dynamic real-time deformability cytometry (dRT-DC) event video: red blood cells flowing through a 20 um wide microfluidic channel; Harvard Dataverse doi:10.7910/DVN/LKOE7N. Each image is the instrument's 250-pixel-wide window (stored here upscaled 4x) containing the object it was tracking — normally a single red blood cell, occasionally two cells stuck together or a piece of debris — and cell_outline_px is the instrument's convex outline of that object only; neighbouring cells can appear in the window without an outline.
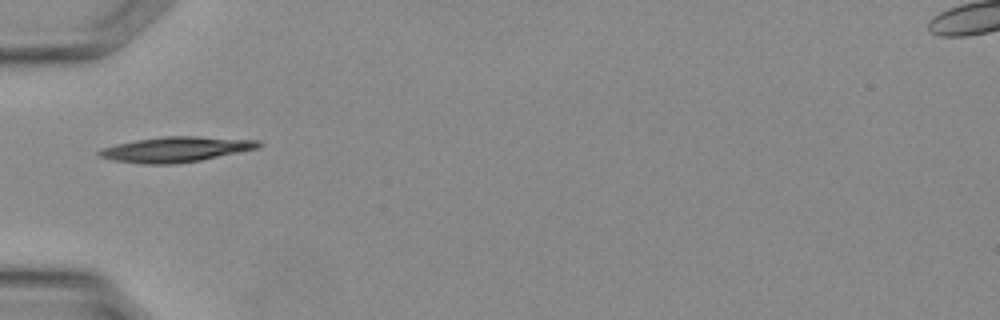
{"species": "Egyptian fruit bat (a non-hibernating species)", "species_latin": "Rousettus aegyptiacus", "temperature_condition": "warm", "stored_images_in_passage": 21, "camera_frame_rate_fps": 3000, "um_per_image_px": 0.085, "animal": {"sex": "female"}, "frame": {"image": 1, "passage_image": 1, "time_ms": 0.0, "image_size_px": [1000, 320], "cell_outline_px": [[264, 144], [256, 148], [200, 160], [176, 164], [144, 164], [112, 160], [100, 156], [96, 152], [100, 148], [116, 144], [136, 140], [164, 136], [200, 136], [260, 140]], "centroid_in_image_um": [14.93, 12.69], "position_along_channel_um": 70.1, "area_um2": 23.41}}
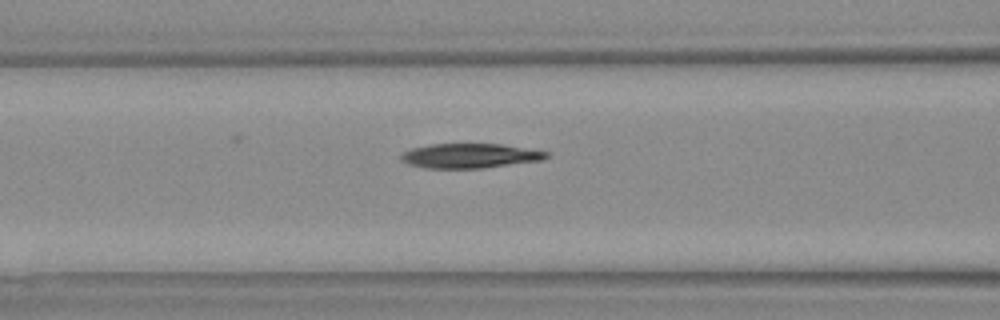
{"frame": {"image": 2, "passage_image": 4, "time_ms": 1.0, "image_size_px": [1000, 320], "cell_outline_px": [[548, 156], [540, 160], [484, 168], [428, 168], [408, 164], [400, 160], [400, 156], [404, 152], [412, 148], [432, 144], [500, 144], [548, 152]], "centroid_in_image_um": [39.89, 13.24], "position_along_channel_um": 126.7, "area_um2": 20.52}}